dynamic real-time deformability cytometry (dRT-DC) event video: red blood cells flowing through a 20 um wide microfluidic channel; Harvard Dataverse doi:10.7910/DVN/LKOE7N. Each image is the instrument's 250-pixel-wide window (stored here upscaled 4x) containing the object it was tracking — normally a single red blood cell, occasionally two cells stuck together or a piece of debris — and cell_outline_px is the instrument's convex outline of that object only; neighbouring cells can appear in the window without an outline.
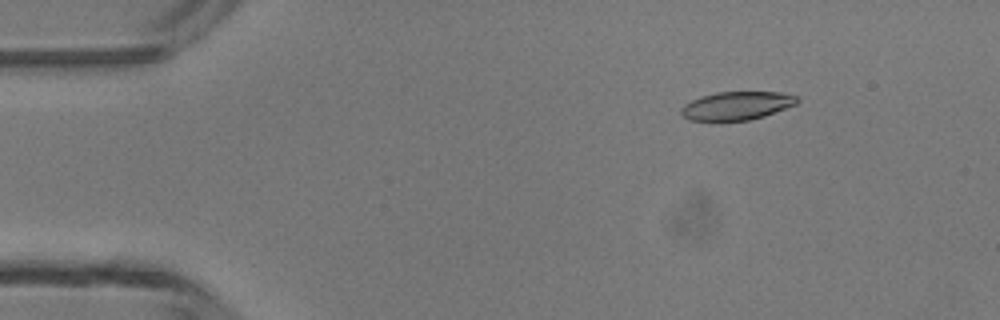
{"species": "common noctule bat (a hibernating species)", "species_latin": "Nyctalus noctula", "temperature_condition": "room temperature", "stored_images_in_passage": 46, "camera_frame_rate_fps": 3000, "um_per_image_px": 0.085, "animal": {"sex": "male", "body_mass_g": 13.3}, "frame": {"image": 1, "passage_image": 5, "time_ms": 1.333, "image_size_px": [1000, 320], "cell_outline_px": [[800, 100], [796, 104], [764, 116], [748, 120], [688, 120], [680, 112], [680, 108], [684, 104], [700, 96], [716, 92], [780, 92], [796, 96]], "centroid_in_image_um": [62.61, 8.97], "position_along_channel_um": 22.4, "area_um2": 19.02}}
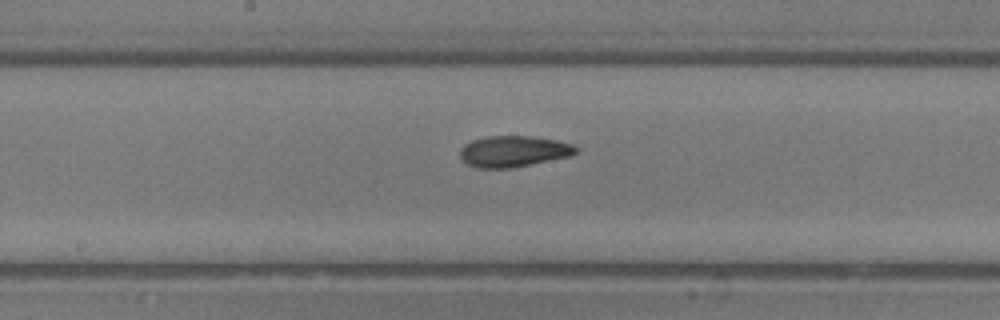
{"frame": {"image": 2, "passage_image": 23, "time_ms": 7.333, "image_size_px": [1000, 320], "cell_outline_px": [[576, 152], [572, 156], [512, 168], [476, 168], [468, 164], [460, 156], [460, 148], [464, 144], [472, 140], [488, 136], [532, 136], [556, 140], [572, 144], [576, 148]], "centroid_in_image_um": [43.64, 12.86], "position_along_channel_um": 204.6, "area_um2": 21.04}}
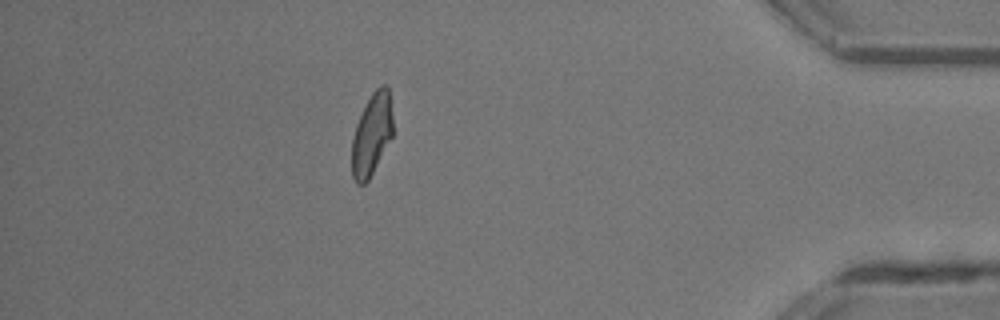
{"frame": {"image": 3, "passage_image": 40, "time_ms": 13.0, "image_size_px": [1000, 320], "cell_outline_px": [[392, 136], [368, 180], [364, 184], [356, 184], [352, 176], [352, 140], [356, 124], [372, 92], [380, 84], [388, 84], [392, 116]], "centroid_in_image_um": [31.59, 11.41], "position_along_channel_um": 403.6, "area_um2": 19.36}, "authors_computed_cell_mechanics": {"area_um2": 20.3167, "velocity_mm_per_s": 4.3659, "shape_relaxation_time_tau1_ms": 3.814, "shape_relaxation_time_tau2_ms": 3.2827, "deformation_change_tau1": 0.1544, "deformation_change_tau2": 0.0841}}